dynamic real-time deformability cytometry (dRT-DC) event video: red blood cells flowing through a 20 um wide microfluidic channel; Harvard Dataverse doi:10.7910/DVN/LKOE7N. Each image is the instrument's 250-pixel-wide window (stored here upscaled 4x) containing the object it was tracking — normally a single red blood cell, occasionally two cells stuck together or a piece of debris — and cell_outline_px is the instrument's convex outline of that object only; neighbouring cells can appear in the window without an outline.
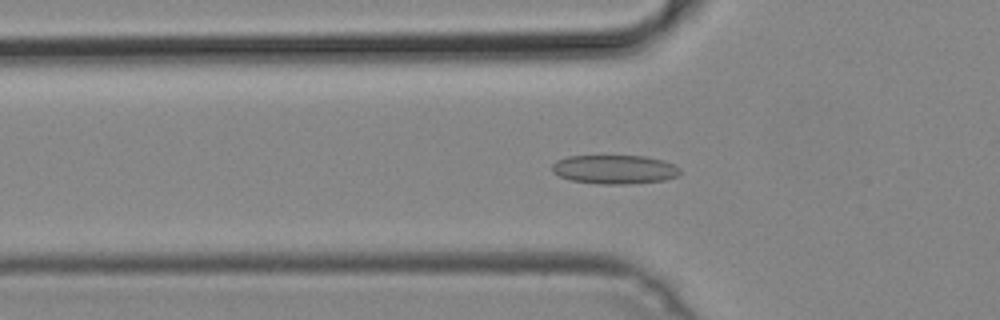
{"species": "common noctule bat (a hibernating species)", "species_latin": "Nyctalus noctula", "temperature_condition": "cold", "stored_images_in_passage": 50, "camera_frame_rate_fps": 3000, "um_per_image_px": 0.085, "animal": {"sex": "male", "body_mass_g": 19.2, "forearm_length_mm": 51.8}, "frame": {"image": 1, "passage_image": 15, "time_ms": 4.667, "image_size_px": [1000, 320], "cell_outline_px": [[680, 172], [676, 176], [664, 180], [632, 184], [600, 184], [572, 180], [560, 176], [552, 172], [552, 164], [556, 160], [568, 156], [644, 156], [664, 160], [680, 168]], "centroid_in_image_um": [52.23, 14.4], "position_along_channel_um": 73.6, "area_um2": 21.56}}
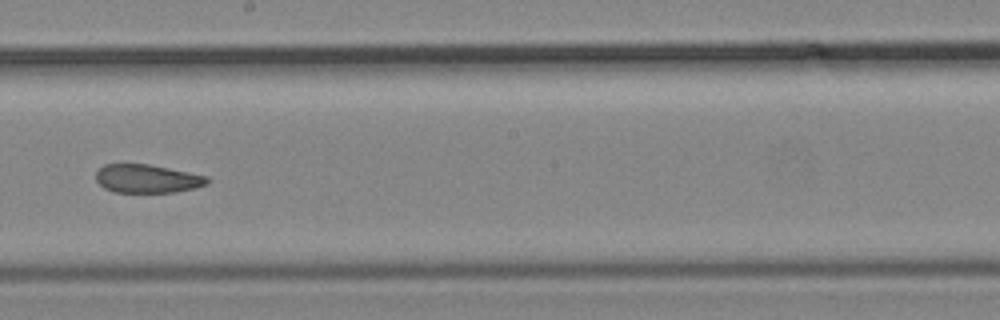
{"frame": {"image": 2, "passage_image": 27, "time_ms": 8.667, "image_size_px": [1000, 320], "cell_outline_px": [[208, 184], [176, 192], [116, 192], [104, 188], [96, 180], [96, 172], [104, 164], [148, 164], [208, 176]], "centroid_in_image_um": [12.5, 15.18], "position_along_channel_um": 235.7, "area_um2": 18.26}}
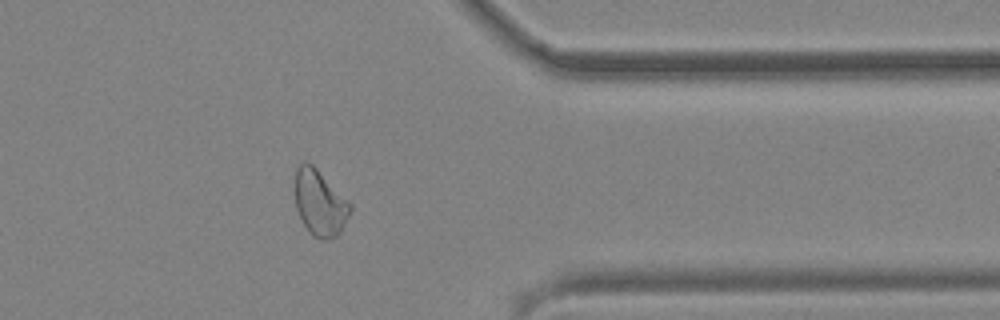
{"frame": {"image": 3, "passage_image": 39, "time_ms": 12.667, "image_size_px": [1000, 320], "cell_outline_px": [[352, 208], [340, 232], [336, 236], [328, 240], [320, 240], [312, 236], [304, 224], [296, 208], [296, 168], [304, 160], [312, 164], [352, 204]], "centroid_in_image_um": [27.19, 17.26], "position_along_channel_um": 384.2, "area_um2": 20.98}}